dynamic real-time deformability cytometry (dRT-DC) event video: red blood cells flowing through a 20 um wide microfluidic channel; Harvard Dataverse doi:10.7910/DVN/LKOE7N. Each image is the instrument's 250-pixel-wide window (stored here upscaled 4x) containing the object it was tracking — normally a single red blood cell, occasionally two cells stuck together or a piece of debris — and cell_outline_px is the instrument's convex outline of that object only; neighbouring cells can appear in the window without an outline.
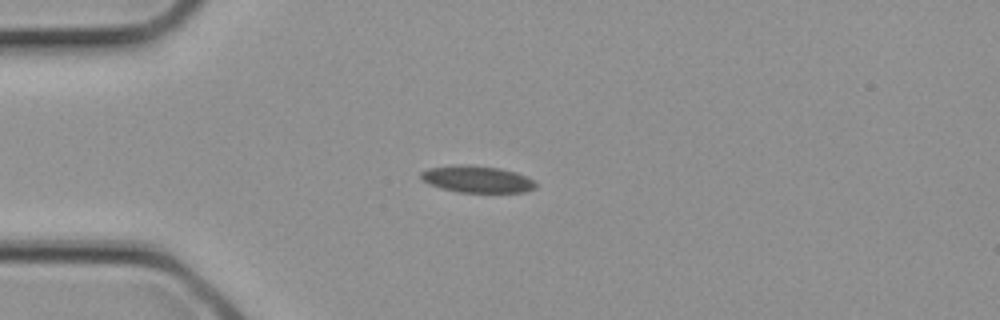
{"species": "common noctule bat (a hibernating species)", "species_latin": "Nyctalus noctula", "temperature_condition": "cold", "stored_images_in_passage": 2, "camera_frame_rate_fps": 3000, "um_per_image_px": 0.085, "animal": {"sex": "female", "body_mass_g": 21.9}, "frame": {"image": 1, "passage_image": 2, "time_ms": 0.333, "image_size_px": [1000, 320], "cell_outline_px": [[536, 188], [524, 192], [460, 192], [440, 188], [428, 184], [420, 176], [420, 172], [428, 168], [456, 164], [464, 164], [500, 168], [516, 172], [532, 180], [536, 184]], "centroid_in_image_um": [40.51, 15.22], "position_along_channel_um": 44.5, "area_um2": 17.92}}